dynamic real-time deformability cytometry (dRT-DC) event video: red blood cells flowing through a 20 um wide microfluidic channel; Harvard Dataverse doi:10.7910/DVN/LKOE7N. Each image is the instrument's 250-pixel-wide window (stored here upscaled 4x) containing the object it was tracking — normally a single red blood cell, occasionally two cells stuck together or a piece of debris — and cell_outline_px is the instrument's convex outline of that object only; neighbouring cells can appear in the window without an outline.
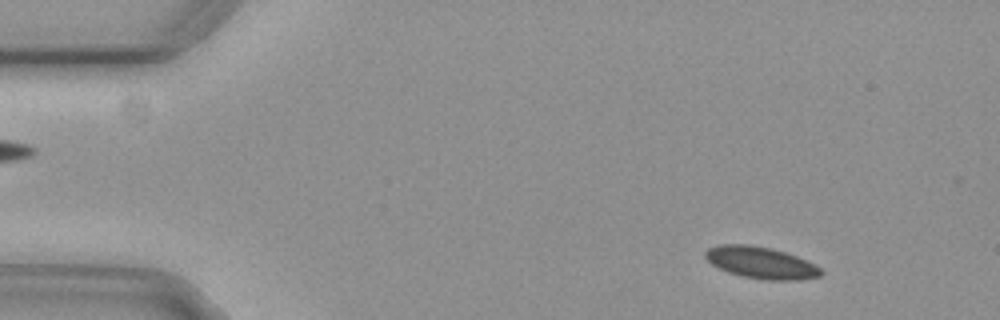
{"species": "common noctule bat (a hibernating species)", "species_latin": "Nyctalus noctula", "temperature_condition": "cold", "stored_images_in_passage": 56, "camera_frame_rate_fps": 3000, "um_per_image_px": 0.085, "animal": {"sex": "female", "body_mass_g": 29.2, "forearm_length_mm": 56.3}, "frame": {"image": 1, "passage_image": 6, "time_ms": 1.667, "image_size_px": [1000, 320], "cell_outline_px": [[824, 272], [820, 276], [796, 280], [768, 280], [744, 276], [728, 272], [712, 264], [704, 256], [704, 252], [708, 248], [716, 244], [748, 244], [772, 248], [796, 256], [816, 264]], "centroid_in_image_um": [64.68, 22.31], "position_along_channel_um": 20.3, "area_um2": 21.39}}
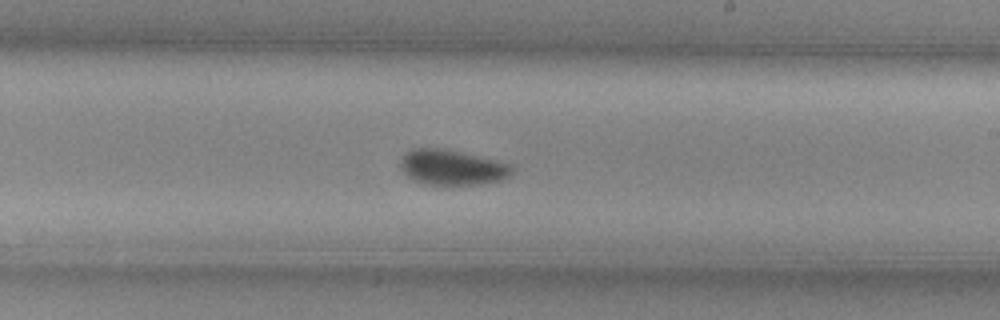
{"frame": {"image": 2, "passage_image": 32, "time_ms": 10.333, "image_size_px": [1000, 320], "cell_outline_px": [[512, 172], [508, 176], [500, 180], [480, 184], [448, 188], [424, 184], [412, 180], [400, 168], [400, 160], [408, 152], [416, 148], [440, 148], [460, 152], [496, 160], [512, 164]], "centroid_in_image_um": [38.41, 14.28], "position_along_channel_um": 250.6, "area_um2": 23.41}}
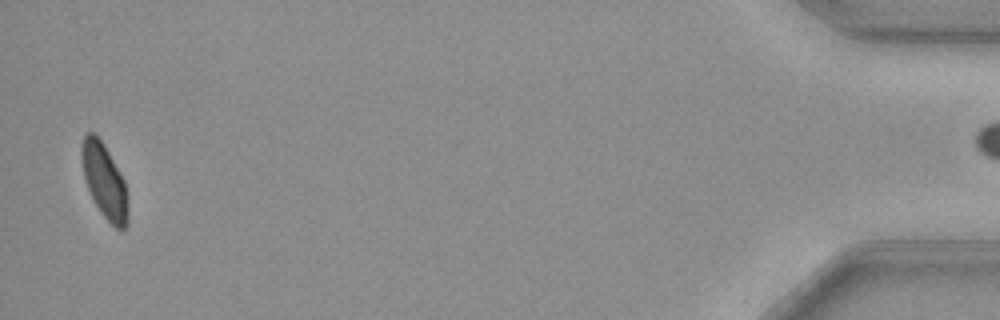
{"frame": {"image": 3, "passage_image": 54, "time_ms": 17.667, "image_size_px": [1000, 320], "cell_outline_px": [[128, 224], [124, 228], [116, 228], [100, 212], [84, 180], [80, 156], [80, 148], [84, 136], [88, 132], [92, 132], [104, 144], [124, 180], [128, 192]], "centroid_in_image_um": [8.88, 15.38], "position_along_channel_um": 426.3, "area_um2": 20.11}, "authors_computed_cell_mechanics": {"area_um2": 21.4727, "velocity_mm_per_s": 3.6997, "shape_relaxation_time_tau1_ms": 4.3515, "shape_relaxation_time_tau2_ms": null, "deformation_change_tau1": 0.0882, "deformation_change_tau2": null}}